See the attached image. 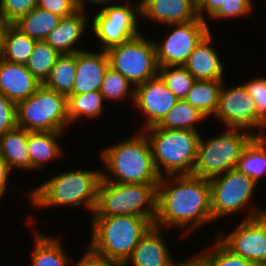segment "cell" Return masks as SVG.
Wrapping results in <instances>:
<instances>
[{"instance_id": "19", "label": "cell", "mask_w": 266, "mask_h": 266, "mask_svg": "<svg viewBox=\"0 0 266 266\" xmlns=\"http://www.w3.org/2000/svg\"><path fill=\"white\" fill-rule=\"evenodd\" d=\"M109 57L105 50L85 49L76 52V77L72 94L100 91Z\"/></svg>"}, {"instance_id": "22", "label": "cell", "mask_w": 266, "mask_h": 266, "mask_svg": "<svg viewBox=\"0 0 266 266\" xmlns=\"http://www.w3.org/2000/svg\"><path fill=\"white\" fill-rule=\"evenodd\" d=\"M41 85L25 64L0 58V93L15 104L31 96Z\"/></svg>"}, {"instance_id": "36", "label": "cell", "mask_w": 266, "mask_h": 266, "mask_svg": "<svg viewBox=\"0 0 266 266\" xmlns=\"http://www.w3.org/2000/svg\"><path fill=\"white\" fill-rule=\"evenodd\" d=\"M254 0H223V4L208 18L210 21L241 19L255 12Z\"/></svg>"}, {"instance_id": "25", "label": "cell", "mask_w": 266, "mask_h": 266, "mask_svg": "<svg viewBox=\"0 0 266 266\" xmlns=\"http://www.w3.org/2000/svg\"><path fill=\"white\" fill-rule=\"evenodd\" d=\"M103 96L99 91H91L84 94H71L67 97V115L71 127L78 124L79 120L83 124L86 120L97 121L104 114L107 108ZM97 119V120H96Z\"/></svg>"}, {"instance_id": "42", "label": "cell", "mask_w": 266, "mask_h": 266, "mask_svg": "<svg viewBox=\"0 0 266 266\" xmlns=\"http://www.w3.org/2000/svg\"><path fill=\"white\" fill-rule=\"evenodd\" d=\"M197 14L200 19L206 20L223 4V0H196Z\"/></svg>"}, {"instance_id": "14", "label": "cell", "mask_w": 266, "mask_h": 266, "mask_svg": "<svg viewBox=\"0 0 266 266\" xmlns=\"http://www.w3.org/2000/svg\"><path fill=\"white\" fill-rule=\"evenodd\" d=\"M217 230L214 237L232 253L256 266L266 265V214L240 220L228 233L223 229Z\"/></svg>"}, {"instance_id": "18", "label": "cell", "mask_w": 266, "mask_h": 266, "mask_svg": "<svg viewBox=\"0 0 266 266\" xmlns=\"http://www.w3.org/2000/svg\"><path fill=\"white\" fill-rule=\"evenodd\" d=\"M89 17L88 12L78 10L71 16L61 18L58 26L48 34L45 41L60 54L85 50L81 43L85 42L83 38L87 28V31H90Z\"/></svg>"}, {"instance_id": "15", "label": "cell", "mask_w": 266, "mask_h": 266, "mask_svg": "<svg viewBox=\"0 0 266 266\" xmlns=\"http://www.w3.org/2000/svg\"><path fill=\"white\" fill-rule=\"evenodd\" d=\"M178 101L158 75L136 86L132 107L135 114L142 113L143 118L142 124L138 125L140 128L137 129L143 131L158 125Z\"/></svg>"}, {"instance_id": "21", "label": "cell", "mask_w": 266, "mask_h": 266, "mask_svg": "<svg viewBox=\"0 0 266 266\" xmlns=\"http://www.w3.org/2000/svg\"><path fill=\"white\" fill-rule=\"evenodd\" d=\"M31 218L27 220L29 227H33V239L34 244L30 252V266H70L73 261L72 254L69 255L68 251L64 249V243L59 235L51 236L39 231L37 219ZM34 220V221H33ZM37 224V226H33ZM35 227V228H34ZM37 228V229H36ZM72 256V257H71Z\"/></svg>"}, {"instance_id": "23", "label": "cell", "mask_w": 266, "mask_h": 266, "mask_svg": "<svg viewBox=\"0 0 266 266\" xmlns=\"http://www.w3.org/2000/svg\"><path fill=\"white\" fill-rule=\"evenodd\" d=\"M66 132H28L27 147L31 162V172L45 170L50 162L64 158L65 148L61 142ZM61 138V139H60Z\"/></svg>"}, {"instance_id": "35", "label": "cell", "mask_w": 266, "mask_h": 266, "mask_svg": "<svg viewBox=\"0 0 266 266\" xmlns=\"http://www.w3.org/2000/svg\"><path fill=\"white\" fill-rule=\"evenodd\" d=\"M200 251L206 256L208 266H256L250 260L232 253L216 237Z\"/></svg>"}, {"instance_id": "3", "label": "cell", "mask_w": 266, "mask_h": 266, "mask_svg": "<svg viewBox=\"0 0 266 266\" xmlns=\"http://www.w3.org/2000/svg\"><path fill=\"white\" fill-rule=\"evenodd\" d=\"M101 147L99 156L102 179L113 183L158 184V174L148 138L134 131L128 138Z\"/></svg>"}, {"instance_id": "12", "label": "cell", "mask_w": 266, "mask_h": 266, "mask_svg": "<svg viewBox=\"0 0 266 266\" xmlns=\"http://www.w3.org/2000/svg\"><path fill=\"white\" fill-rule=\"evenodd\" d=\"M231 85L226 79L223 81L217 109L210 121L215 119L212 122L218 123L223 126L222 128H238L247 130L255 136H265L266 123L258 116L254 99L243 83Z\"/></svg>"}, {"instance_id": "30", "label": "cell", "mask_w": 266, "mask_h": 266, "mask_svg": "<svg viewBox=\"0 0 266 266\" xmlns=\"http://www.w3.org/2000/svg\"><path fill=\"white\" fill-rule=\"evenodd\" d=\"M60 19V16L50 11L35 7L14 25L30 38L41 41L45 40L48 34L58 26Z\"/></svg>"}, {"instance_id": "16", "label": "cell", "mask_w": 266, "mask_h": 266, "mask_svg": "<svg viewBox=\"0 0 266 266\" xmlns=\"http://www.w3.org/2000/svg\"><path fill=\"white\" fill-rule=\"evenodd\" d=\"M165 231L153 224L121 266H172L176 256L172 255Z\"/></svg>"}, {"instance_id": "34", "label": "cell", "mask_w": 266, "mask_h": 266, "mask_svg": "<svg viewBox=\"0 0 266 266\" xmlns=\"http://www.w3.org/2000/svg\"><path fill=\"white\" fill-rule=\"evenodd\" d=\"M157 75L179 100L185 99L196 81L184 66H160Z\"/></svg>"}, {"instance_id": "8", "label": "cell", "mask_w": 266, "mask_h": 266, "mask_svg": "<svg viewBox=\"0 0 266 266\" xmlns=\"http://www.w3.org/2000/svg\"><path fill=\"white\" fill-rule=\"evenodd\" d=\"M224 130L212 137L201 135L193 175L211 179L236 168L243 150L255 137L243 129L225 127Z\"/></svg>"}, {"instance_id": "37", "label": "cell", "mask_w": 266, "mask_h": 266, "mask_svg": "<svg viewBox=\"0 0 266 266\" xmlns=\"http://www.w3.org/2000/svg\"><path fill=\"white\" fill-rule=\"evenodd\" d=\"M38 0H0V15L14 24L32 9L37 7Z\"/></svg>"}, {"instance_id": "43", "label": "cell", "mask_w": 266, "mask_h": 266, "mask_svg": "<svg viewBox=\"0 0 266 266\" xmlns=\"http://www.w3.org/2000/svg\"><path fill=\"white\" fill-rule=\"evenodd\" d=\"M180 258L175 257L172 266H208L207 258L201 251L191 254L189 257L187 256V259Z\"/></svg>"}, {"instance_id": "24", "label": "cell", "mask_w": 266, "mask_h": 266, "mask_svg": "<svg viewBox=\"0 0 266 266\" xmlns=\"http://www.w3.org/2000/svg\"><path fill=\"white\" fill-rule=\"evenodd\" d=\"M28 131L15 127L0 135V157L12 172L18 170L31 172V162L27 147Z\"/></svg>"}, {"instance_id": "2", "label": "cell", "mask_w": 266, "mask_h": 266, "mask_svg": "<svg viewBox=\"0 0 266 266\" xmlns=\"http://www.w3.org/2000/svg\"><path fill=\"white\" fill-rule=\"evenodd\" d=\"M49 177L25 193L29 202L27 204L35 209L34 211L47 210L48 207H82L92 215L97 203L98 185L102 178L101 168H67L64 172L52 173Z\"/></svg>"}, {"instance_id": "7", "label": "cell", "mask_w": 266, "mask_h": 266, "mask_svg": "<svg viewBox=\"0 0 266 266\" xmlns=\"http://www.w3.org/2000/svg\"><path fill=\"white\" fill-rule=\"evenodd\" d=\"M158 184L113 183L101 178L97 203L88 217L140 216L153 224L156 220Z\"/></svg>"}, {"instance_id": "46", "label": "cell", "mask_w": 266, "mask_h": 266, "mask_svg": "<svg viewBox=\"0 0 266 266\" xmlns=\"http://www.w3.org/2000/svg\"><path fill=\"white\" fill-rule=\"evenodd\" d=\"M10 24L0 15V57L3 53L5 34Z\"/></svg>"}, {"instance_id": "17", "label": "cell", "mask_w": 266, "mask_h": 266, "mask_svg": "<svg viewBox=\"0 0 266 266\" xmlns=\"http://www.w3.org/2000/svg\"><path fill=\"white\" fill-rule=\"evenodd\" d=\"M144 24L168 25L198 19L196 0H139ZM152 22V23H151ZM161 24V25H160Z\"/></svg>"}, {"instance_id": "13", "label": "cell", "mask_w": 266, "mask_h": 266, "mask_svg": "<svg viewBox=\"0 0 266 266\" xmlns=\"http://www.w3.org/2000/svg\"><path fill=\"white\" fill-rule=\"evenodd\" d=\"M209 24L208 20L198 18L185 23L164 25L166 30H163V38H153L158 67L183 66L195 47L212 31Z\"/></svg>"}, {"instance_id": "6", "label": "cell", "mask_w": 266, "mask_h": 266, "mask_svg": "<svg viewBox=\"0 0 266 266\" xmlns=\"http://www.w3.org/2000/svg\"><path fill=\"white\" fill-rule=\"evenodd\" d=\"M211 211L216 223L231 215H242L243 219H251L266 214V207L256 205L253 200L258 185L246 174L233 168L226 173L209 179ZM257 187V188H256ZM248 211V212H247ZM244 212V213H242ZM220 219V221H219Z\"/></svg>"}, {"instance_id": "29", "label": "cell", "mask_w": 266, "mask_h": 266, "mask_svg": "<svg viewBox=\"0 0 266 266\" xmlns=\"http://www.w3.org/2000/svg\"><path fill=\"white\" fill-rule=\"evenodd\" d=\"M76 77V53L61 54L43 85L66 97L72 94Z\"/></svg>"}, {"instance_id": "9", "label": "cell", "mask_w": 266, "mask_h": 266, "mask_svg": "<svg viewBox=\"0 0 266 266\" xmlns=\"http://www.w3.org/2000/svg\"><path fill=\"white\" fill-rule=\"evenodd\" d=\"M125 1V2H124ZM117 0L106 7L98 8L90 20V31L97 41L95 46L107 51L141 34L140 2ZM121 2V3H120Z\"/></svg>"}, {"instance_id": "20", "label": "cell", "mask_w": 266, "mask_h": 266, "mask_svg": "<svg viewBox=\"0 0 266 266\" xmlns=\"http://www.w3.org/2000/svg\"><path fill=\"white\" fill-rule=\"evenodd\" d=\"M210 31L189 55L184 67L196 80H225V63L214 45Z\"/></svg>"}, {"instance_id": "38", "label": "cell", "mask_w": 266, "mask_h": 266, "mask_svg": "<svg viewBox=\"0 0 266 266\" xmlns=\"http://www.w3.org/2000/svg\"><path fill=\"white\" fill-rule=\"evenodd\" d=\"M254 77L249 81H245V83L243 82V84L254 99L258 116L266 123V76Z\"/></svg>"}, {"instance_id": "41", "label": "cell", "mask_w": 266, "mask_h": 266, "mask_svg": "<svg viewBox=\"0 0 266 266\" xmlns=\"http://www.w3.org/2000/svg\"><path fill=\"white\" fill-rule=\"evenodd\" d=\"M77 260L73 258L70 266H121L120 263L93 253L87 246Z\"/></svg>"}, {"instance_id": "32", "label": "cell", "mask_w": 266, "mask_h": 266, "mask_svg": "<svg viewBox=\"0 0 266 266\" xmlns=\"http://www.w3.org/2000/svg\"><path fill=\"white\" fill-rule=\"evenodd\" d=\"M99 92L106 103L116 102L120 105L129 99L132 103L130 106H133L135 97L134 85L110 66L106 70Z\"/></svg>"}, {"instance_id": "39", "label": "cell", "mask_w": 266, "mask_h": 266, "mask_svg": "<svg viewBox=\"0 0 266 266\" xmlns=\"http://www.w3.org/2000/svg\"><path fill=\"white\" fill-rule=\"evenodd\" d=\"M16 126V104L0 93V135Z\"/></svg>"}, {"instance_id": "5", "label": "cell", "mask_w": 266, "mask_h": 266, "mask_svg": "<svg viewBox=\"0 0 266 266\" xmlns=\"http://www.w3.org/2000/svg\"><path fill=\"white\" fill-rule=\"evenodd\" d=\"M149 140L158 174H192L202 133L193 130H167L152 126L143 130Z\"/></svg>"}, {"instance_id": "26", "label": "cell", "mask_w": 266, "mask_h": 266, "mask_svg": "<svg viewBox=\"0 0 266 266\" xmlns=\"http://www.w3.org/2000/svg\"><path fill=\"white\" fill-rule=\"evenodd\" d=\"M236 169L250 177L257 185L266 177V135L255 136L243 150Z\"/></svg>"}, {"instance_id": "27", "label": "cell", "mask_w": 266, "mask_h": 266, "mask_svg": "<svg viewBox=\"0 0 266 266\" xmlns=\"http://www.w3.org/2000/svg\"><path fill=\"white\" fill-rule=\"evenodd\" d=\"M223 81L196 80L184 100L192 107L197 108L207 119L213 118Z\"/></svg>"}, {"instance_id": "33", "label": "cell", "mask_w": 266, "mask_h": 266, "mask_svg": "<svg viewBox=\"0 0 266 266\" xmlns=\"http://www.w3.org/2000/svg\"><path fill=\"white\" fill-rule=\"evenodd\" d=\"M60 55L45 40L37 41L25 65L36 79L43 84Z\"/></svg>"}, {"instance_id": "4", "label": "cell", "mask_w": 266, "mask_h": 266, "mask_svg": "<svg viewBox=\"0 0 266 266\" xmlns=\"http://www.w3.org/2000/svg\"><path fill=\"white\" fill-rule=\"evenodd\" d=\"M90 240L86 246L96 255L121 265L153 223L140 216L89 217Z\"/></svg>"}, {"instance_id": "45", "label": "cell", "mask_w": 266, "mask_h": 266, "mask_svg": "<svg viewBox=\"0 0 266 266\" xmlns=\"http://www.w3.org/2000/svg\"><path fill=\"white\" fill-rule=\"evenodd\" d=\"M115 1L117 0H75L77 9L80 11L88 12L89 14L90 12L88 9L90 5H92V7L96 6L94 8H96L97 11L98 7H106L107 5Z\"/></svg>"}, {"instance_id": "11", "label": "cell", "mask_w": 266, "mask_h": 266, "mask_svg": "<svg viewBox=\"0 0 266 266\" xmlns=\"http://www.w3.org/2000/svg\"><path fill=\"white\" fill-rule=\"evenodd\" d=\"M141 33L106 52L109 64L120 72L134 87L158 74L156 47L153 38Z\"/></svg>"}, {"instance_id": "40", "label": "cell", "mask_w": 266, "mask_h": 266, "mask_svg": "<svg viewBox=\"0 0 266 266\" xmlns=\"http://www.w3.org/2000/svg\"><path fill=\"white\" fill-rule=\"evenodd\" d=\"M37 7L63 17L78 11L75 0H38Z\"/></svg>"}, {"instance_id": "1", "label": "cell", "mask_w": 266, "mask_h": 266, "mask_svg": "<svg viewBox=\"0 0 266 266\" xmlns=\"http://www.w3.org/2000/svg\"><path fill=\"white\" fill-rule=\"evenodd\" d=\"M213 222L209 179L193 174L161 177L157 185L155 226L182 229L179 233L182 241Z\"/></svg>"}, {"instance_id": "31", "label": "cell", "mask_w": 266, "mask_h": 266, "mask_svg": "<svg viewBox=\"0 0 266 266\" xmlns=\"http://www.w3.org/2000/svg\"><path fill=\"white\" fill-rule=\"evenodd\" d=\"M37 40L30 38L14 24H10L5 34L1 59L17 64H26Z\"/></svg>"}, {"instance_id": "44", "label": "cell", "mask_w": 266, "mask_h": 266, "mask_svg": "<svg viewBox=\"0 0 266 266\" xmlns=\"http://www.w3.org/2000/svg\"><path fill=\"white\" fill-rule=\"evenodd\" d=\"M12 174V171L10 170L8 164L6 162H4L1 157H0V202H2V198H4V196L7 195V192H10L11 190L8 191V189H10L11 184L10 183V179Z\"/></svg>"}, {"instance_id": "28", "label": "cell", "mask_w": 266, "mask_h": 266, "mask_svg": "<svg viewBox=\"0 0 266 266\" xmlns=\"http://www.w3.org/2000/svg\"><path fill=\"white\" fill-rule=\"evenodd\" d=\"M204 121L208 119L195 107L185 100H179L175 106L165 115L162 121L156 125L167 130H193L200 131Z\"/></svg>"}, {"instance_id": "10", "label": "cell", "mask_w": 266, "mask_h": 266, "mask_svg": "<svg viewBox=\"0 0 266 266\" xmlns=\"http://www.w3.org/2000/svg\"><path fill=\"white\" fill-rule=\"evenodd\" d=\"M16 125L28 132L69 131L67 97L42 84L31 96L16 104Z\"/></svg>"}]
</instances>
